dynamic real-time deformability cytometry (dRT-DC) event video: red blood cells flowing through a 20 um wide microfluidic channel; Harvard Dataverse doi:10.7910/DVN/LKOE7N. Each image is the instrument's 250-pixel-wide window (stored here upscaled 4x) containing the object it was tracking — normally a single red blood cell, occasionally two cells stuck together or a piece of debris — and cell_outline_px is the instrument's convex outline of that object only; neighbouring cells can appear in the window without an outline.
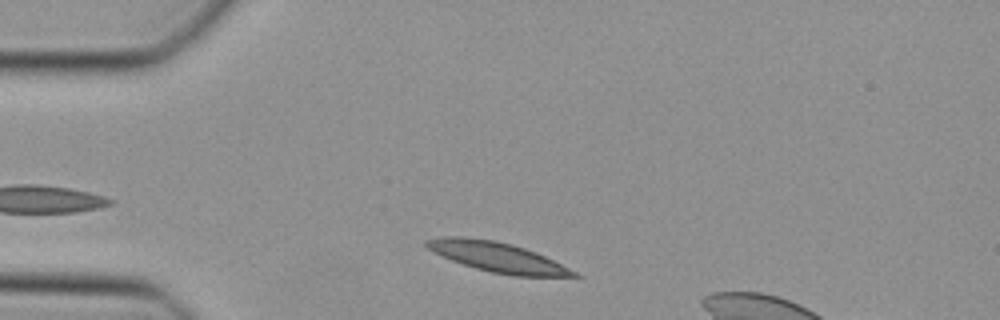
{"species": "Egyptian fruit bat (a non-hibernating species)", "species_latin": "Rousettus aegyptiacus", "temperature_condition": "cold", "stored_images_in_passage": 35, "camera_frame_rate_fps": 3000, "um_per_image_px": 0.085, "animal": {"sex": "female"}, "frame": {"image": 1, "passage_image": 2, "time_ms": 0.333, "image_size_px": [1000, 320], "cell_outline_px": [[584, 276], [512, 276], [492, 272], [476, 268], [452, 260], [428, 248], [424, 244], [424, 240], [444, 236], [460, 236], [496, 240], [512, 244], [536, 252]], "centroid_in_image_um": [42.26, 21.83], "position_along_channel_um": 42.7, "area_um2": 25.2}}
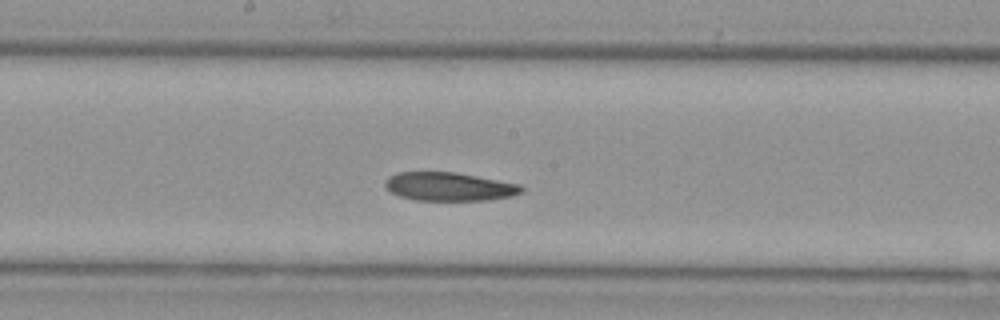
{"frame": {"image": 2, "passage_image": 16, "time_ms": 5.0, "image_size_px": [1000, 320], "cell_outline_px": [[524, 192], [512, 196], [488, 200], [416, 200], [400, 196], [392, 192], [384, 184], [388, 176], [396, 172], [456, 172], [520, 184], [524, 188]], "centroid_in_image_um": [38.21, 15.86], "position_along_channel_um": 210.0, "area_um2": 22.66}}
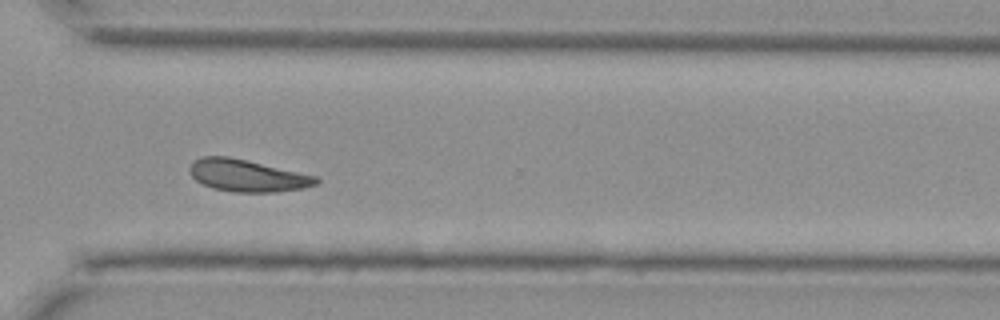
{"frame": {"image": 3, "passage_image": 26, "time_ms": 8.333, "image_size_px": [1000, 320], "cell_outline_px": [[320, 180], [316, 184], [304, 188], [276, 192], [236, 192], [212, 188], [196, 180], [188, 172], [188, 168], [200, 156], [228, 156], [316, 176]], "centroid_in_image_um": [21.0, 14.93], "position_along_channel_um": 349.6, "area_um2": 23.41}}